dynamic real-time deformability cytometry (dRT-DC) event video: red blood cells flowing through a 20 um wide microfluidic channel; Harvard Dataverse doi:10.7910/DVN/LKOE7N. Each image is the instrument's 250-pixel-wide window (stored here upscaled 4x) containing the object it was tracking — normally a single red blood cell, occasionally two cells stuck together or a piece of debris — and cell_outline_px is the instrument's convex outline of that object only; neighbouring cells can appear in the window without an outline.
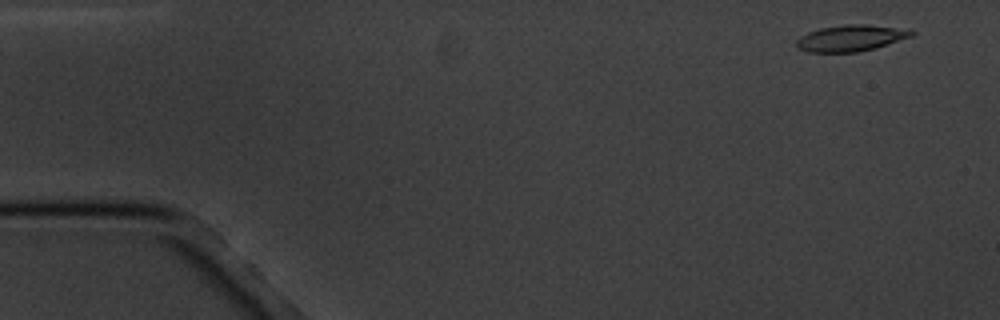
{"species": "common noctule bat (a hibernating species)", "species_latin": "Nyctalus noctula", "temperature_condition": "cold", "stored_images_in_passage": 8, "camera_frame_rate_fps": 3000, "um_per_image_px": 0.085, "animal": {"sex": "male", "body_mass_g": 20.1, "forearm_length_mm": 53.5}, "frame": {"image": 1, "passage_image": 1, "time_ms": 0.0, "image_size_px": [1000, 320], "cell_outline_px": [[916, 32], [912, 36], [872, 48], [856, 52], [808, 52], [796, 48], [796, 40], [800, 36], [808, 32], [820, 28], [844, 24], [864, 24], [912, 28]], "centroid_in_image_um": [72.33, 3.21], "position_along_channel_um": 12.7, "area_um2": 17.74}}
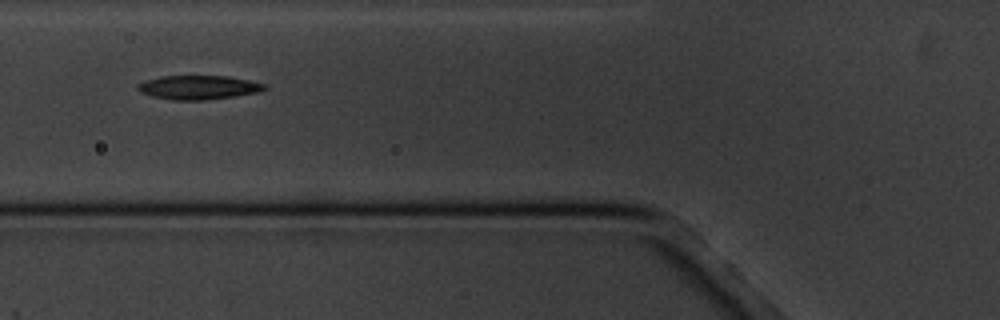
{"frame": {"image": 2, "passage_image": 6, "time_ms": 6.0, "image_size_px": [1000, 320], "cell_outline_px": [[268, 88], [260, 92], [204, 100], [172, 100], [152, 96], [140, 92], [136, 88], [144, 80], [160, 76], [228, 76], [248, 80], [264, 84]], "centroid_in_image_um": [16.85, 7.42], "position_along_channel_um": 108.9, "area_um2": 17.63}}
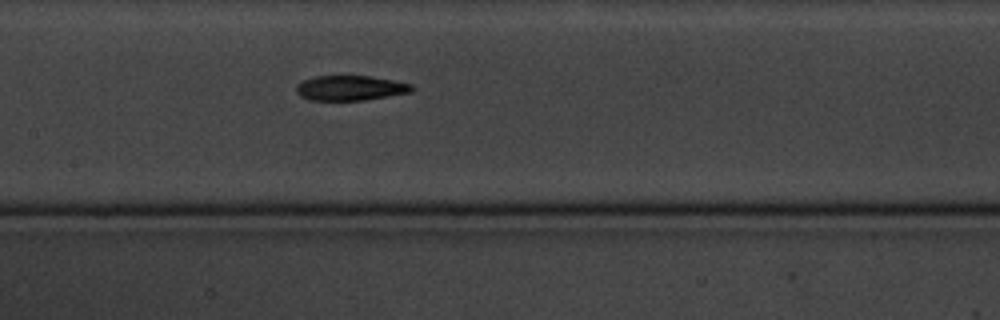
{"frame": {"image": 3, "passage_image": 8, "time_ms": 8.0, "image_size_px": [1000, 320], "cell_outline_px": [[416, 88], [412, 92], [364, 100], [308, 100], [300, 96], [296, 92], [296, 84], [312, 76], [372, 76], [412, 84]], "centroid_in_image_um": [29.77, 7.48], "position_along_channel_um": 177.6, "area_um2": 16.94}}